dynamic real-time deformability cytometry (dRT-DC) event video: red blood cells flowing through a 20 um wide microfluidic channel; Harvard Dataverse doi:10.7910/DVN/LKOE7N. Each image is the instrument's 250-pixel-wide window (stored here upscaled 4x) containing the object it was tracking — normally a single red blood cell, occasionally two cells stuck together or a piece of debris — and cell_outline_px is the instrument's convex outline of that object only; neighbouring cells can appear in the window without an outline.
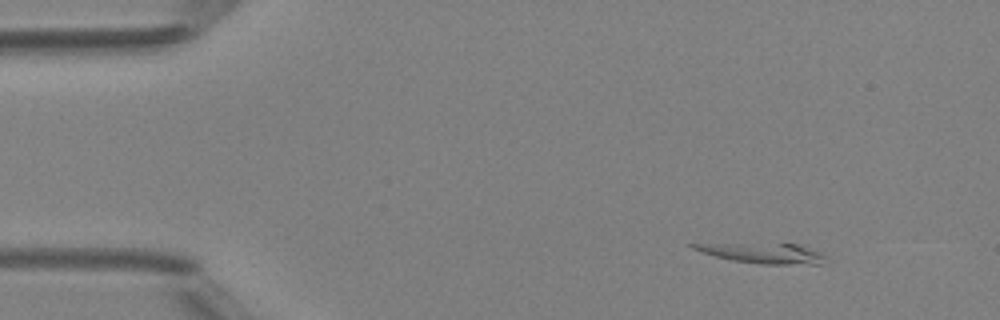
{"species": "Egyptian fruit bat (a non-hibernating species)", "species_latin": "Rousettus aegyptiacus", "temperature_condition": "room temperature", "stored_images_in_passage": 5, "camera_frame_rate_fps": 3000, "um_per_image_px": 0.085, "animal": {"sex": "female"}, "frame": {"image": 1, "passage_image": 5, "time_ms": 1.333, "image_size_px": [1000, 320], "cell_outline_px": [[828, 256], [820, 264], [760, 264], [732, 260], [716, 256], [692, 248], [688, 244], [800, 244], [820, 252]], "centroid_in_image_um": [64.97, 21.53], "position_along_channel_um": 20.0, "area_um2": 15.14}}